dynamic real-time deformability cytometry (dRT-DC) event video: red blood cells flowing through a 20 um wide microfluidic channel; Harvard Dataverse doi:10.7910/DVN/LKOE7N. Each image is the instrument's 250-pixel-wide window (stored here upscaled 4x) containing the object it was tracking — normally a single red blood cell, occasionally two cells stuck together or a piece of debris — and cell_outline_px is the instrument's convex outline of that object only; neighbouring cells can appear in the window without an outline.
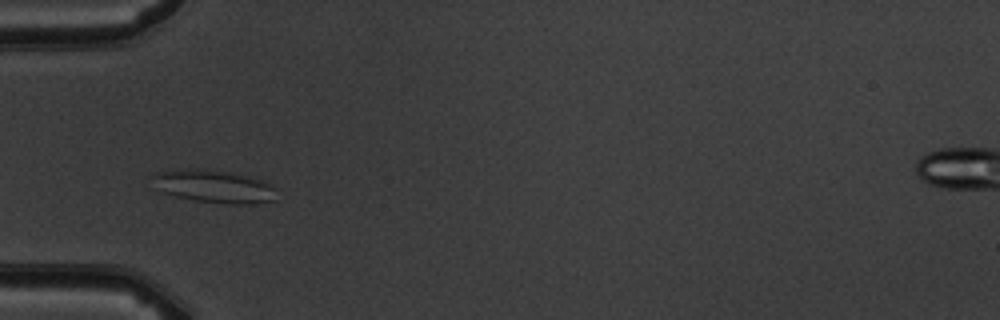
{"species": "common noctule bat (a hibernating species)", "species_latin": "Nyctalus noctula", "temperature_condition": "warm", "stored_images_in_passage": 8, "camera_frame_rate_fps": 3000, "um_per_image_px": 0.085, "animal": {"sex": "male", "body_mass_g": 19.5, "forearm_length_mm": 54.6}, "frame": {"image": 1, "passage_image": 4, "time_ms": 3.667, "image_size_px": [1000, 320], "cell_outline_px": [[276, 200], [256, 204], [228, 204], [192, 200], [176, 196], [164, 192], [156, 188], [152, 176], [156, 172], [192, 168], [196, 168], [232, 172], [248, 176], [260, 180], [276, 188]], "centroid_in_image_um": [18.22, 15.85], "position_along_channel_um": 66.8, "area_um2": 23.81}}
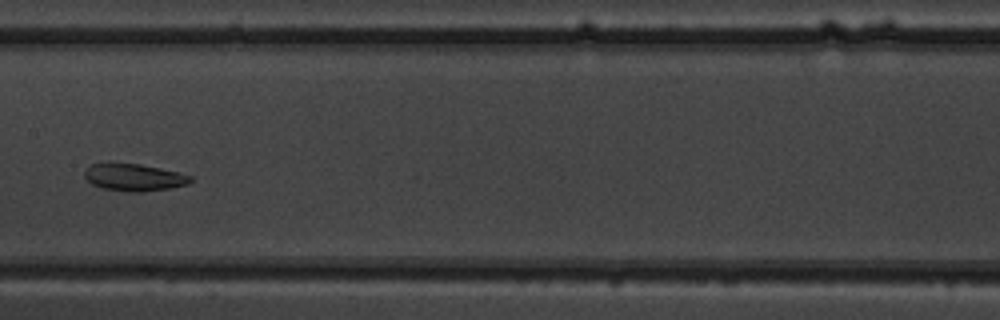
{"frame": {"image": 2, "passage_image": 7, "time_ms": 7.0, "image_size_px": [1000, 320], "cell_outline_px": [[192, 180], [188, 184], [172, 188], [140, 192], [128, 192], [100, 188], [92, 184], [84, 176], [84, 172], [88, 164], [108, 160], [140, 164], [180, 172], [192, 176]], "centroid_in_image_um": [11.33, 15.03], "position_along_channel_um": 196.1, "area_um2": 17.57}}
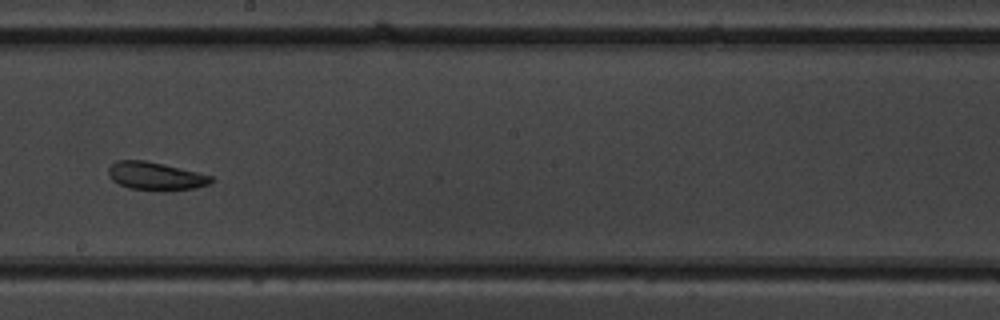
{"frame": {"image": 3, "passage_image": 8, "time_ms": 8.0, "image_size_px": [1000, 320], "cell_outline_px": [[216, 180], [212, 184], [196, 188], [168, 192], [160, 192], [128, 188], [112, 180], [108, 176], [108, 168], [116, 160], [144, 160], [196, 172], [212, 176]], "centroid_in_image_um": [13.25, 15.0], "position_along_channel_um": 234.9, "area_um2": 17.17}}